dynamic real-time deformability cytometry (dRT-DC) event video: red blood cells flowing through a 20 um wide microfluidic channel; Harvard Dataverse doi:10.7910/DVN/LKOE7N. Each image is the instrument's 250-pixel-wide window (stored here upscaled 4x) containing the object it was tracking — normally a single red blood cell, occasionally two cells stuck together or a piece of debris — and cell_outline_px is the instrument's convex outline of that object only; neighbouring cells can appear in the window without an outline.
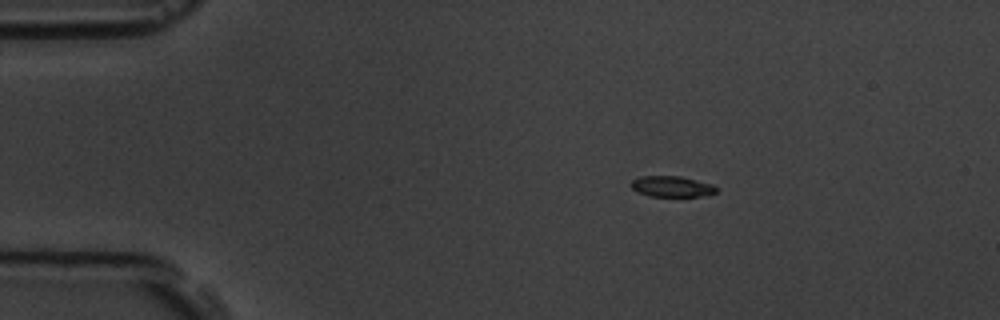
{"species": "common noctule bat (a hibernating species)", "species_latin": "Nyctalus noctula", "temperature_condition": "room temperature", "stored_images_in_passage": 5, "camera_frame_rate_fps": 3000, "um_per_image_px": 0.085, "animal": {"sex": "male", "body_mass_g": 19.5, "forearm_length_mm": 54.6}, "frame": {"image": 1, "passage_image": 3, "time_ms": 3.333, "image_size_px": [1000, 320], "cell_outline_px": [[716, 192], [700, 196], [648, 196], [632, 188], [632, 180], [640, 176], [680, 176], [712, 184], [716, 188]], "centroid_in_image_um": [57.09, 15.84], "position_along_channel_um": 27.9, "area_um2": 10.12}}